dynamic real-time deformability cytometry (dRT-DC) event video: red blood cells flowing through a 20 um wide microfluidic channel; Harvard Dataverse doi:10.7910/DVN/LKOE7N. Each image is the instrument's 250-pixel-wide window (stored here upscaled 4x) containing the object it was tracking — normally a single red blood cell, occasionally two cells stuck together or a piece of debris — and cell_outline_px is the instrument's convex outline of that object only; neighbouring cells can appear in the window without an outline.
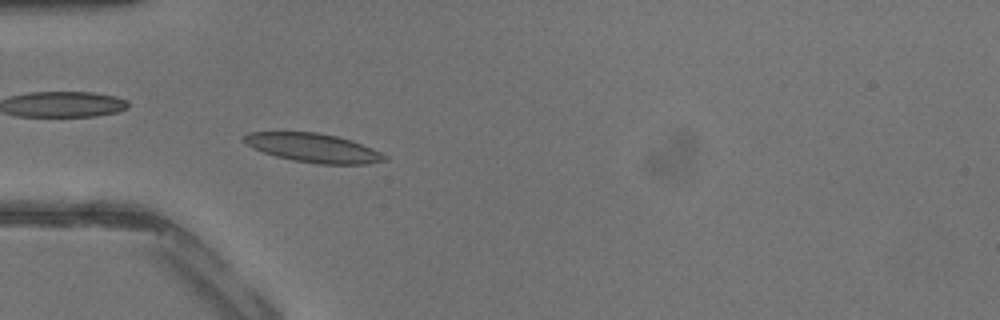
{"species": "common noctule bat (a hibernating species)", "species_latin": "Nyctalus noctula", "temperature_condition": "warm", "stored_images_in_passage": 30, "camera_frame_rate_fps": 3000, "um_per_image_px": 0.085, "animal": {"sex": "male", "body_mass_g": 13.3}, "frame": {"image": 1, "passage_image": 6, "time_ms": 1.667, "image_size_px": [1000, 320], "cell_outline_px": [[388, 160], [368, 164], [320, 164], [292, 160], [276, 156], [252, 148], [244, 140], [244, 136], [248, 132], [316, 132], [336, 136], [352, 140], [372, 148], [388, 156]], "centroid_in_image_um": [26.68, 12.57], "position_along_channel_um": 58.3, "area_um2": 23.58}}
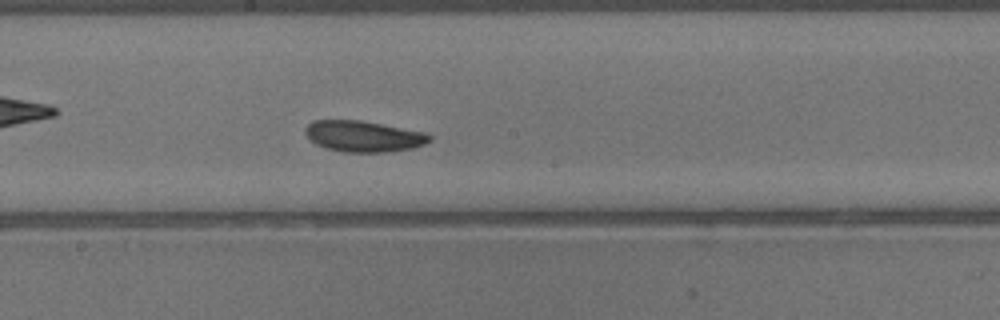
{"frame": {"image": 2, "passage_image": 16, "time_ms": 5.0, "image_size_px": [1000, 320], "cell_outline_px": [[432, 140], [424, 144], [412, 148], [384, 152], [344, 152], [328, 148], [316, 144], [304, 132], [304, 128], [312, 120], [360, 120], [428, 132], [432, 136]], "centroid_in_image_um": [30.93, 11.57], "position_along_channel_um": 217.3, "area_um2": 22.54}}
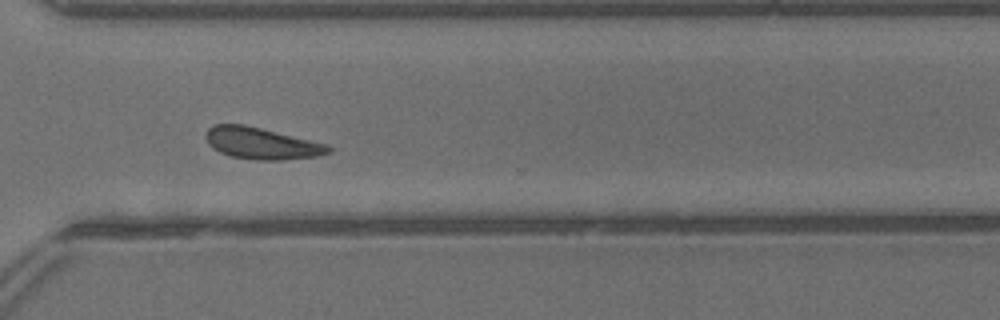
{"frame": {"image": 3, "passage_image": 24, "time_ms": 7.667, "image_size_px": [1000, 320], "cell_outline_px": [[332, 152], [316, 156], [280, 160], [256, 160], [232, 156], [220, 152], [212, 148], [208, 144], [204, 136], [208, 128], [212, 124], [244, 124], [328, 144], [332, 148]], "centroid_in_image_um": [22.21, 12.18], "position_along_channel_um": 348.4, "area_um2": 22.66}}